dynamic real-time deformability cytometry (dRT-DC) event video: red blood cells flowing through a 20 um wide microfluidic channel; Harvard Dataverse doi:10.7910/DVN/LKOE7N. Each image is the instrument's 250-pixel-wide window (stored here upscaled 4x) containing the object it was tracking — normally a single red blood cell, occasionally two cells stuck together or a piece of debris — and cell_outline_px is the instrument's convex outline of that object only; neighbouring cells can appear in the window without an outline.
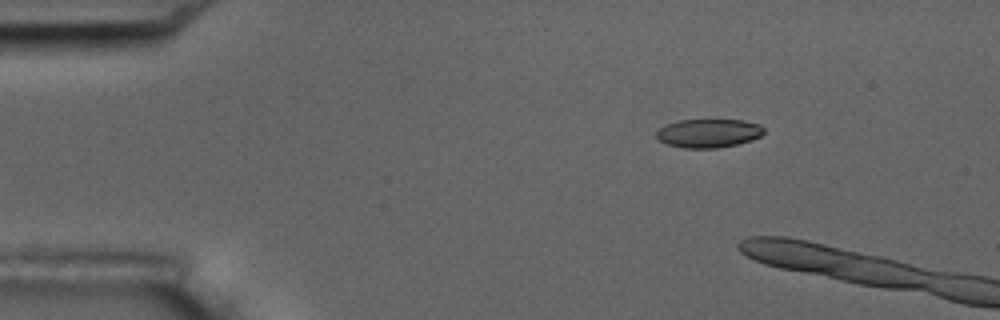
{"species": "common noctule bat (a hibernating species)", "species_latin": "Nyctalus noctula", "temperature_condition": "room temperature", "stored_images_in_passage": 2, "camera_frame_rate_fps": 3000, "um_per_image_px": 0.085, "animal": {"sex": "male", "body_mass_g": 17.5, "forearm_length_mm": 52.3}, "frame": {"image": 1, "passage_image": 1, "time_ms": 0.0, "image_size_px": [1000, 320], "cell_outline_px": [[764, 132], [760, 136], [752, 140], [736, 144], [716, 148], [684, 148], [664, 144], [656, 136], [656, 132], [664, 124], [676, 120], [744, 120], [760, 124], [764, 128]], "centroid_in_image_um": [60.2, 11.32], "position_along_channel_um": 24.8, "area_um2": 18.09}}